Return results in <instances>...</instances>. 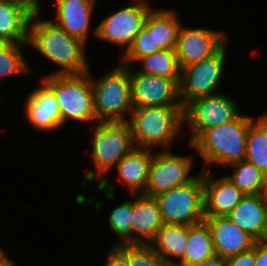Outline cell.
I'll use <instances>...</instances> for the list:
<instances>
[{"mask_svg":"<svg viewBox=\"0 0 267 266\" xmlns=\"http://www.w3.org/2000/svg\"><path fill=\"white\" fill-rule=\"evenodd\" d=\"M131 5L118 9L101 20L97 27L96 38L104 43L120 46L125 53L130 47L136 35L145 24L149 12L153 9L152 4L145 0H134Z\"/></svg>","mask_w":267,"mask_h":266,"instance_id":"cell-10","label":"cell"},{"mask_svg":"<svg viewBox=\"0 0 267 266\" xmlns=\"http://www.w3.org/2000/svg\"><path fill=\"white\" fill-rule=\"evenodd\" d=\"M132 199L118 204L111 210L108 217V227L120 240L110 247L133 245V232L131 229Z\"/></svg>","mask_w":267,"mask_h":266,"instance_id":"cell-30","label":"cell"},{"mask_svg":"<svg viewBox=\"0 0 267 266\" xmlns=\"http://www.w3.org/2000/svg\"><path fill=\"white\" fill-rule=\"evenodd\" d=\"M10 2H14L20 4L25 9H27L32 15L42 12V5L40 0H7Z\"/></svg>","mask_w":267,"mask_h":266,"instance_id":"cell-35","label":"cell"},{"mask_svg":"<svg viewBox=\"0 0 267 266\" xmlns=\"http://www.w3.org/2000/svg\"><path fill=\"white\" fill-rule=\"evenodd\" d=\"M91 69L80 74H46L40 80L54 93L63 127L67 122L96 123Z\"/></svg>","mask_w":267,"mask_h":266,"instance_id":"cell-5","label":"cell"},{"mask_svg":"<svg viewBox=\"0 0 267 266\" xmlns=\"http://www.w3.org/2000/svg\"><path fill=\"white\" fill-rule=\"evenodd\" d=\"M267 266V243L263 241L255 242V265Z\"/></svg>","mask_w":267,"mask_h":266,"instance_id":"cell-34","label":"cell"},{"mask_svg":"<svg viewBox=\"0 0 267 266\" xmlns=\"http://www.w3.org/2000/svg\"><path fill=\"white\" fill-rule=\"evenodd\" d=\"M228 167L234 170L226 175L242 193L245 195L267 193V177L254 164L244 159L226 168Z\"/></svg>","mask_w":267,"mask_h":266,"instance_id":"cell-26","label":"cell"},{"mask_svg":"<svg viewBox=\"0 0 267 266\" xmlns=\"http://www.w3.org/2000/svg\"><path fill=\"white\" fill-rule=\"evenodd\" d=\"M266 212L267 193L245 195L227 217L256 241H263Z\"/></svg>","mask_w":267,"mask_h":266,"instance_id":"cell-19","label":"cell"},{"mask_svg":"<svg viewBox=\"0 0 267 266\" xmlns=\"http://www.w3.org/2000/svg\"><path fill=\"white\" fill-rule=\"evenodd\" d=\"M245 160L254 164L267 177V112L249 126Z\"/></svg>","mask_w":267,"mask_h":266,"instance_id":"cell-24","label":"cell"},{"mask_svg":"<svg viewBox=\"0 0 267 266\" xmlns=\"http://www.w3.org/2000/svg\"><path fill=\"white\" fill-rule=\"evenodd\" d=\"M235 98L226 93L192 100L183 108L184 127L190 126V144L203 130L231 122L241 113Z\"/></svg>","mask_w":267,"mask_h":266,"instance_id":"cell-9","label":"cell"},{"mask_svg":"<svg viewBox=\"0 0 267 266\" xmlns=\"http://www.w3.org/2000/svg\"><path fill=\"white\" fill-rule=\"evenodd\" d=\"M193 157L175 154L170 150L155 151L143 195L155 197L192 181L197 176V174L190 176L194 164Z\"/></svg>","mask_w":267,"mask_h":266,"instance_id":"cell-11","label":"cell"},{"mask_svg":"<svg viewBox=\"0 0 267 266\" xmlns=\"http://www.w3.org/2000/svg\"><path fill=\"white\" fill-rule=\"evenodd\" d=\"M255 243L253 248L226 259V266H254Z\"/></svg>","mask_w":267,"mask_h":266,"instance_id":"cell-32","label":"cell"},{"mask_svg":"<svg viewBox=\"0 0 267 266\" xmlns=\"http://www.w3.org/2000/svg\"><path fill=\"white\" fill-rule=\"evenodd\" d=\"M253 116L239 115L231 122L203 130L190 144L202 158L204 168L212 165L226 167L246 156L247 135Z\"/></svg>","mask_w":267,"mask_h":266,"instance_id":"cell-2","label":"cell"},{"mask_svg":"<svg viewBox=\"0 0 267 266\" xmlns=\"http://www.w3.org/2000/svg\"><path fill=\"white\" fill-rule=\"evenodd\" d=\"M39 83L38 88L27 94L25 119L37 131L53 132L63 127L61 112L54 93L41 80Z\"/></svg>","mask_w":267,"mask_h":266,"instance_id":"cell-15","label":"cell"},{"mask_svg":"<svg viewBox=\"0 0 267 266\" xmlns=\"http://www.w3.org/2000/svg\"><path fill=\"white\" fill-rule=\"evenodd\" d=\"M0 266H16L15 262L6 255L3 248L0 247Z\"/></svg>","mask_w":267,"mask_h":266,"instance_id":"cell-37","label":"cell"},{"mask_svg":"<svg viewBox=\"0 0 267 266\" xmlns=\"http://www.w3.org/2000/svg\"><path fill=\"white\" fill-rule=\"evenodd\" d=\"M96 2L97 0H55L56 17L52 21L70 36L87 44L90 34L97 36V27L92 31L90 26Z\"/></svg>","mask_w":267,"mask_h":266,"instance_id":"cell-14","label":"cell"},{"mask_svg":"<svg viewBox=\"0 0 267 266\" xmlns=\"http://www.w3.org/2000/svg\"><path fill=\"white\" fill-rule=\"evenodd\" d=\"M29 47L28 43H9L0 42V80L10 78L14 75L30 74L32 69L29 68L25 60L23 50Z\"/></svg>","mask_w":267,"mask_h":266,"instance_id":"cell-29","label":"cell"},{"mask_svg":"<svg viewBox=\"0 0 267 266\" xmlns=\"http://www.w3.org/2000/svg\"><path fill=\"white\" fill-rule=\"evenodd\" d=\"M203 221L210 229L215 254L224 259L250 250L256 242L227 216L205 217Z\"/></svg>","mask_w":267,"mask_h":266,"instance_id":"cell-17","label":"cell"},{"mask_svg":"<svg viewBox=\"0 0 267 266\" xmlns=\"http://www.w3.org/2000/svg\"><path fill=\"white\" fill-rule=\"evenodd\" d=\"M188 235L189 226L164 224L149 246L163 260L165 266H175L177 260L184 257Z\"/></svg>","mask_w":267,"mask_h":266,"instance_id":"cell-21","label":"cell"},{"mask_svg":"<svg viewBox=\"0 0 267 266\" xmlns=\"http://www.w3.org/2000/svg\"><path fill=\"white\" fill-rule=\"evenodd\" d=\"M128 259L129 266H165L149 245L117 247Z\"/></svg>","mask_w":267,"mask_h":266,"instance_id":"cell-31","label":"cell"},{"mask_svg":"<svg viewBox=\"0 0 267 266\" xmlns=\"http://www.w3.org/2000/svg\"><path fill=\"white\" fill-rule=\"evenodd\" d=\"M227 32L205 27H180L176 55L180 69L215 55L230 39Z\"/></svg>","mask_w":267,"mask_h":266,"instance_id":"cell-12","label":"cell"},{"mask_svg":"<svg viewBox=\"0 0 267 266\" xmlns=\"http://www.w3.org/2000/svg\"><path fill=\"white\" fill-rule=\"evenodd\" d=\"M91 83L96 122L128 121L133 111L129 66L118 63L97 79L91 75Z\"/></svg>","mask_w":267,"mask_h":266,"instance_id":"cell-6","label":"cell"},{"mask_svg":"<svg viewBox=\"0 0 267 266\" xmlns=\"http://www.w3.org/2000/svg\"><path fill=\"white\" fill-rule=\"evenodd\" d=\"M104 266H129L127 257L117 248L110 247Z\"/></svg>","mask_w":267,"mask_h":266,"instance_id":"cell-33","label":"cell"},{"mask_svg":"<svg viewBox=\"0 0 267 266\" xmlns=\"http://www.w3.org/2000/svg\"><path fill=\"white\" fill-rule=\"evenodd\" d=\"M40 13L31 16L28 45L49 60L57 70L50 74H80L91 68L86 55L87 44L70 36L51 19H40Z\"/></svg>","mask_w":267,"mask_h":266,"instance_id":"cell-1","label":"cell"},{"mask_svg":"<svg viewBox=\"0 0 267 266\" xmlns=\"http://www.w3.org/2000/svg\"><path fill=\"white\" fill-rule=\"evenodd\" d=\"M191 266H226V259L215 254L212 257L201 262L195 263Z\"/></svg>","mask_w":267,"mask_h":266,"instance_id":"cell-36","label":"cell"},{"mask_svg":"<svg viewBox=\"0 0 267 266\" xmlns=\"http://www.w3.org/2000/svg\"><path fill=\"white\" fill-rule=\"evenodd\" d=\"M263 242L267 243V212H266V228H265Z\"/></svg>","mask_w":267,"mask_h":266,"instance_id":"cell-38","label":"cell"},{"mask_svg":"<svg viewBox=\"0 0 267 266\" xmlns=\"http://www.w3.org/2000/svg\"><path fill=\"white\" fill-rule=\"evenodd\" d=\"M31 16L20 4L0 0V42L28 43Z\"/></svg>","mask_w":267,"mask_h":266,"instance_id":"cell-22","label":"cell"},{"mask_svg":"<svg viewBox=\"0 0 267 266\" xmlns=\"http://www.w3.org/2000/svg\"><path fill=\"white\" fill-rule=\"evenodd\" d=\"M153 155V149L135 147L114 167L117 179L128 188L131 196L144 193Z\"/></svg>","mask_w":267,"mask_h":266,"instance_id":"cell-20","label":"cell"},{"mask_svg":"<svg viewBox=\"0 0 267 266\" xmlns=\"http://www.w3.org/2000/svg\"><path fill=\"white\" fill-rule=\"evenodd\" d=\"M211 170H203L205 217L227 216L245 196L239 188L222 175L214 178Z\"/></svg>","mask_w":267,"mask_h":266,"instance_id":"cell-16","label":"cell"},{"mask_svg":"<svg viewBox=\"0 0 267 266\" xmlns=\"http://www.w3.org/2000/svg\"><path fill=\"white\" fill-rule=\"evenodd\" d=\"M154 198L159 205L164 224L192 226L203 222V170L187 184L160 193Z\"/></svg>","mask_w":267,"mask_h":266,"instance_id":"cell-7","label":"cell"},{"mask_svg":"<svg viewBox=\"0 0 267 266\" xmlns=\"http://www.w3.org/2000/svg\"><path fill=\"white\" fill-rule=\"evenodd\" d=\"M138 71L172 80H180V67L175 50H159L140 58Z\"/></svg>","mask_w":267,"mask_h":266,"instance_id":"cell-28","label":"cell"},{"mask_svg":"<svg viewBox=\"0 0 267 266\" xmlns=\"http://www.w3.org/2000/svg\"><path fill=\"white\" fill-rule=\"evenodd\" d=\"M131 229L133 245H149L164 225L159 205L154 197L134 194Z\"/></svg>","mask_w":267,"mask_h":266,"instance_id":"cell-18","label":"cell"},{"mask_svg":"<svg viewBox=\"0 0 267 266\" xmlns=\"http://www.w3.org/2000/svg\"><path fill=\"white\" fill-rule=\"evenodd\" d=\"M161 50L155 47L154 39V8L149 12L145 24L134 38V41L125 53L120 55V63L125 66H132L140 58Z\"/></svg>","mask_w":267,"mask_h":266,"instance_id":"cell-27","label":"cell"},{"mask_svg":"<svg viewBox=\"0 0 267 266\" xmlns=\"http://www.w3.org/2000/svg\"><path fill=\"white\" fill-rule=\"evenodd\" d=\"M131 81V101L133 108L152 106H182L179 98V81L133 72L129 66Z\"/></svg>","mask_w":267,"mask_h":266,"instance_id":"cell-13","label":"cell"},{"mask_svg":"<svg viewBox=\"0 0 267 266\" xmlns=\"http://www.w3.org/2000/svg\"><path fill=\"white\" fill-rule=\"evenodd\" d=\"M215 255L212 235L203 221L189 226V235L184 257L175 266H191Z\"/></svg>","mask_w":267,"mask_h":266,"instance_id":"cell-23","label":"cell"},{"mask_svg":"<svg viewBox=\"0 0 267 266\" xmlns=\"http://www.w3.org/2000/svg\"><path fill=\"white\" fill-rule=\"evenodd\" d=\"M229 41L212 57L180 69L179 98L184 108L196 98L220 93Z\"/></svg>","mask_w":267,"mask_h":266,"instance_id":"cell-8","label":"cell"},{"mask_svg":"<svg viewBox=\"0 0 267 266\" xmlns=\"http://www.w3.org/2000/svg\"><path fill=\"white\" fill-rule=\"evenodd\" d=\"M91 126H93L91 155L96 171L85 170L82 175L84 188H87L90 182L96 181V178L108 175L117 163L135 148L127 121L96 122Z\"/></svg>","mask_w":267,"mask_h":266,"instance_id":"cell-4","label":"cell"},{"mask_svg":"<svg viewBox=\"0 0 267 266\" xmlns=\"http://www.w3.org/2000/svg\"><path fill=\"white\" fill-rule=\"evenodd\" d=\"M174 8L154 9L155 47L161 50H175L182 21Z\"/></svg>","mask_w":267,"mask_h":266,"instance_id":"cell-25","label":"cell"},{"mask_svg":"<svg viewBox=\"0 0 267 266\" xmlns=\"http://www.w3.org/2000/svg\"><path fill=\"white\" fill-rule=\"evenodd\" d=\"M128 124L135 147L170 150L183 131L182 106L133 108ZM170 148V149H169Z\"/></svg>","mask_w":267,"mask_h":266,"instance_id":"cell-3","label":"cell"}]
</instances>
